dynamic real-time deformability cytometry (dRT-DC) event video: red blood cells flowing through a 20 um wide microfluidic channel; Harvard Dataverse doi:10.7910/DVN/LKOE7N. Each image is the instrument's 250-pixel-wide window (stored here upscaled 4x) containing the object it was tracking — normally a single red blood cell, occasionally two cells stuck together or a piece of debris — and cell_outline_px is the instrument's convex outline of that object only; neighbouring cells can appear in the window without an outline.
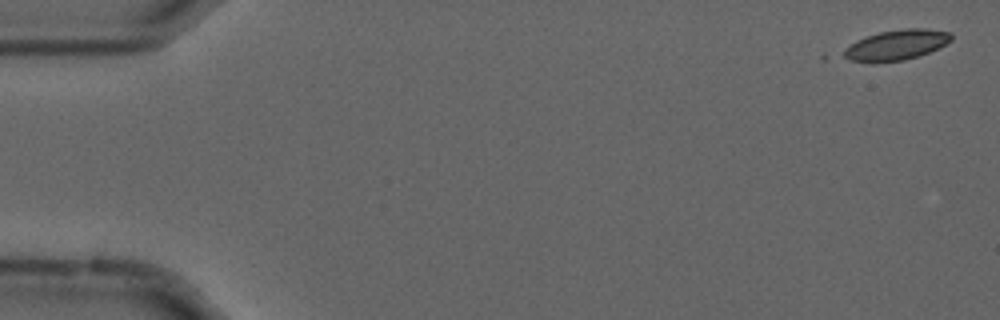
{"species": "common noctule bat (a hibernating species)", "species_latin": "Nyctalus noctula", "temperature_condition": "cold", "stored_images_in_passage": 5, "camera_frame_rate_fps": 3000, "um_per_image_px": 0.085, "animal": {"sex": "male", "forearm_length_mm": 52.5}, "frame": {"image": 1, "passage_image": 2, "time_ms": 0.333, "image_size_px": [1000, 320], "cell_outline_px": [[952, 40], [928, 52], [904, 60], [872, 64], [852, 60], [844, 56], [840, 52], [856, 40], [880, 32], [904, 28], [924, 28], [952, 32]], "centroid_in_image_um": [76.16, 3.83], "position_along_channel_um": 8.8, "area_um2": 19.02}}